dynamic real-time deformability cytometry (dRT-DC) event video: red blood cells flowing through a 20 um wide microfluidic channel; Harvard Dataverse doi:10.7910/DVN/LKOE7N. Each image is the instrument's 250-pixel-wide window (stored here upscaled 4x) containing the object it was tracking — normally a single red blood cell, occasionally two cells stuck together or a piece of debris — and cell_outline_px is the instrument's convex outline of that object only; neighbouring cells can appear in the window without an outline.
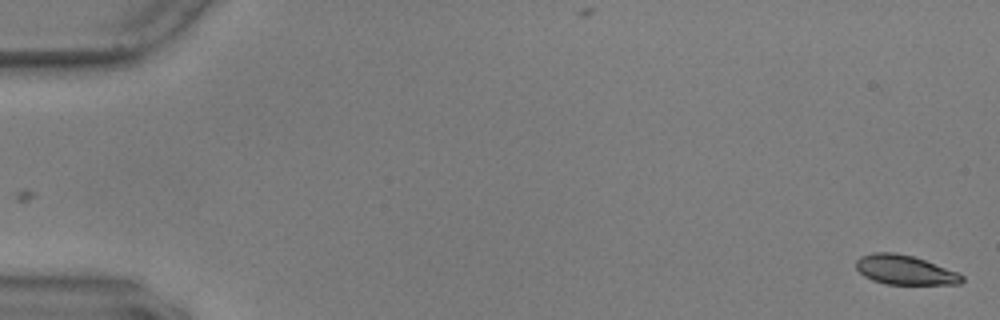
{"species": "common noctule bat (a hibernating species)", "species_latin": "Nyctalus noctula", "temperature_condition": "warm", "stored_images_in_passage": 57, "camera_frame_rate_fps": 3000, "um_per_image_px": 0.085, "animal": {"sex": "male", "body_mass_g": 17.9, "forearm_length_mm": 54.2}, "frame": {"image": 1, "passage_image": 1, "time_ms": 0.0, "image_size_px": [1000, 320], "cell_outline_px": [[964, 280], [960, 284], [884, 284], [872, 280], [864, 276], [856, 268], [856, 260], [860, 256], [872, 252], [896, 252], [912, 256], [924, 260], [956, 272], [964, 276]], "centroid_in_image_um": [76.87, 22.94], "position_along_channel_um": 8.1, "area_um2": 18.09}}
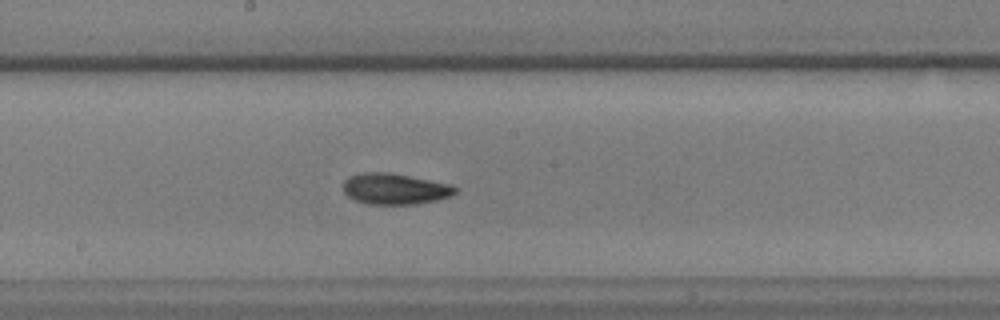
{"frame": {"image": 2, "passage_image": 31, "time_ms": 10.0, "image_size_px": [1000, 320], "cell_outline_px": [[456, 192], [448, 196], [436, 200], [416, 204], [364, 204], [348, 196], [344, 192], [344, 180], [348, 176], [364, 172], [388, 172], [452, 184], [456, 188]], "centroid_in_image_um": [33.53, 16.05], "position_along_channel_um": 214.7, "area_um2": 20.17}}
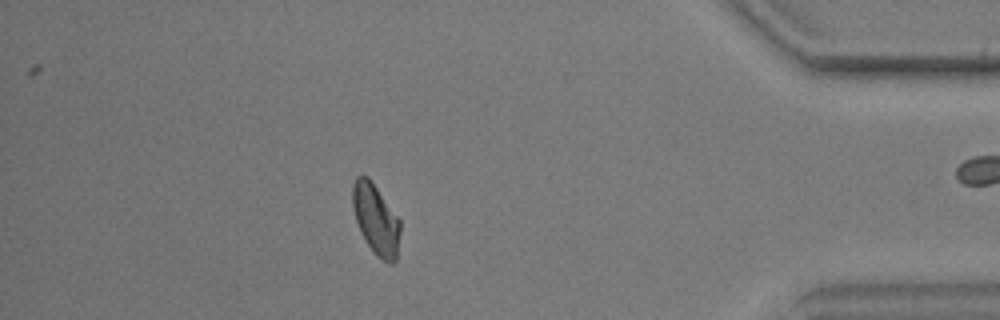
{"frame": {"image": 3, "passage_image": 50, "time_ms": 16.333, "image_size_px": [1000, 320], "cell_outline_px": [[400, 232], [396, 260], [392, 264], [388, 264], [376, 256], [360, 232], [356, 220], [352, 204], [352, 184], [356, 176], [368, 176], [400, 220]], "centroid_in_image_um": [31.94, 18.66], "position_along_channel_um": 403.3, "area_um2": 19.48}, "authors_computed_cell_mechanics": {"area_um2": 19.4786, "velocity_mm_per_s": 3.5873, "shape_relaxation_time_tau1_ms": 5.4613, "shape_relaxation_time_tau2_ms": 3.9143, "deformation_change_tau1": 0.1332, "deformation_change_tau2": 0.0829}}